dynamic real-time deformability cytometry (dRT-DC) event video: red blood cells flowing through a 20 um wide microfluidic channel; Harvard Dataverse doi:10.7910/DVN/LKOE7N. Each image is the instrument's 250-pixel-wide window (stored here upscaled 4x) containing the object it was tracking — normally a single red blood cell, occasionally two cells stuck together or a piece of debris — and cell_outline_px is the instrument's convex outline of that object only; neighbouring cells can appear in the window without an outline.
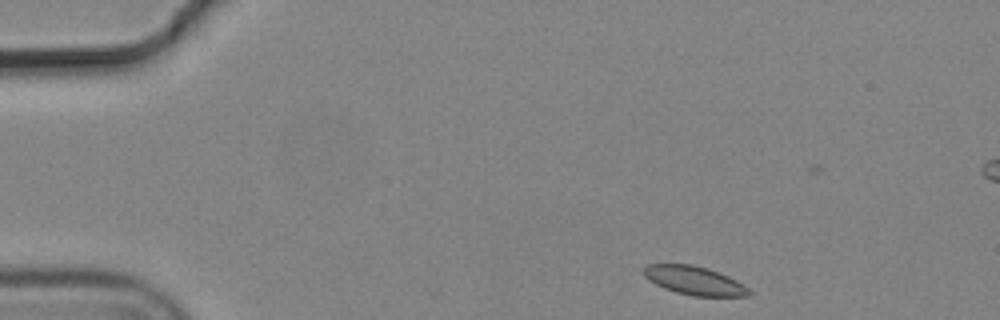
{"species": "common noctule bat (a hibernating species)", "species_latin": "Nyctalus noctula", "temperature_condition": "cold", "stored_images_in_passage": 6, "camera_frame_rate_fps": 3000, "um_per_image_px": 0.085, "animal": {"sex": "male", "body_mass_g": 19.2, "forearm_length_mm": 51.8}, "frame": {"image": 1, "passage_image": 1, "time_ms": 0.0, "image_size_px": [1000, 320], "cell_outline_px": [[752, 292], [748, 296], [692, 296], [676, 292], [664, 288], [648, 280], [644, 276], [644, 268], [648, 264], [692, 264], [708, 268], [728, 276], [736, 280], [748, 288]], "centroid_in_image_um": [59.02, 23.84], "position_along_channel_um": 26.0, "area_um2": 17.51}}
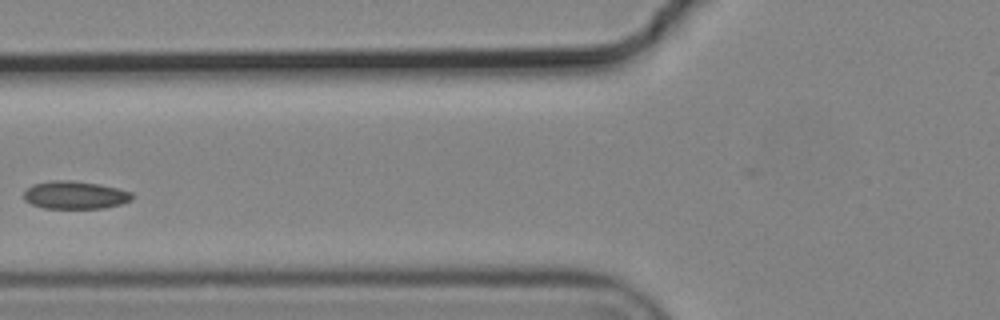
{"frame": {"image": 2, "passage_image": 5, "time_ms": 1.333, "image_size_px": [1000, 320], "cell_outline_px": [[132, 200], [120, 204], [104, 208], [44, 208], [32, 204], [24, 200], [24, 192], [32, 184], [52, 180], [72, 180], [100, 184], [132, 192]], "centroid_in_image_um": [6.37, 16.57], "position_along_channel_um": 119.4, "area_um2": 17.57}}
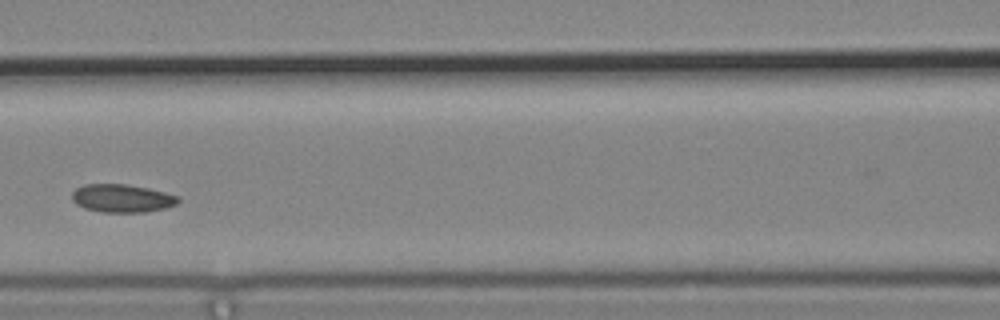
{"frame": {"image": 3, "passage_image": 6, "time_ms": 1.667, "image_size_px": [1000, 320], "cell_outline_px": [[180, 200], [176, 204], [168, 208], [144, 212], [100, 212], [84, 208], [76, 204], [72, 200], [72, 192], [76, 188], [84, 184], [128, 184], [148, 188], [180, 196]], "centroid_in_image_um": [10.38, 16.85], "position_along_channel_um": 156.2, "area_um2": 17.57}}